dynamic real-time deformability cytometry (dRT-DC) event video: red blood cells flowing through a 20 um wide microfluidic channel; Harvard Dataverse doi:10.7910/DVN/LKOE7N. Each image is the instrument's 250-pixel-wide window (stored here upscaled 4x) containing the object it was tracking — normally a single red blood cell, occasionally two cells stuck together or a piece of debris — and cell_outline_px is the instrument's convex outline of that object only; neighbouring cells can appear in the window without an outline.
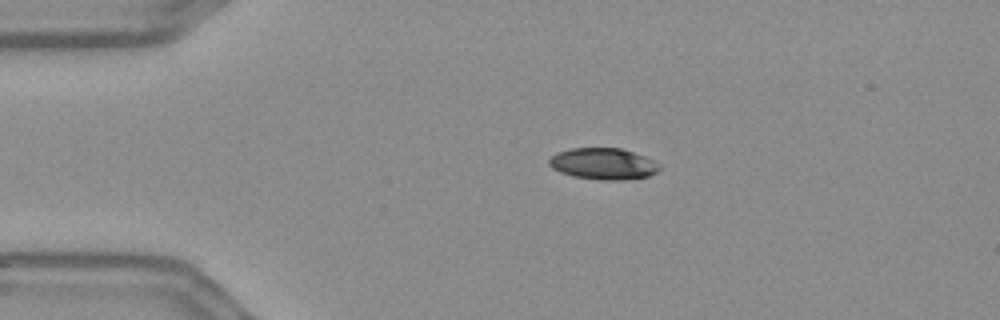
{"species": "Egyptian fruit bat (a non-hibernating species)", "species_latin": "Rousettus aegyptiacus", "temperature_condition": "warm", "stored_images_in_passage": 45, "camera_frame_rate_fps": 3000, "um_per_image_px": 0.085, "frame": {"image": 1, "passage_image": 1, "time_ms": 0.0, "image_size_px": [1000, 320], "cell_outline_px": [[660, 168], [656, 172], [648, 176], [624, 180], [600, 180], [572, 176], [560, 172], [552, 168], [548, 164], [548, 160], [556, 152], [572, 148], [620, 148], [644, 156], [660, 164]], "centroid_in_image_um": [51.25, 13.92], "position_along_channel_um": 33.8, "area_um2": 20.23}}
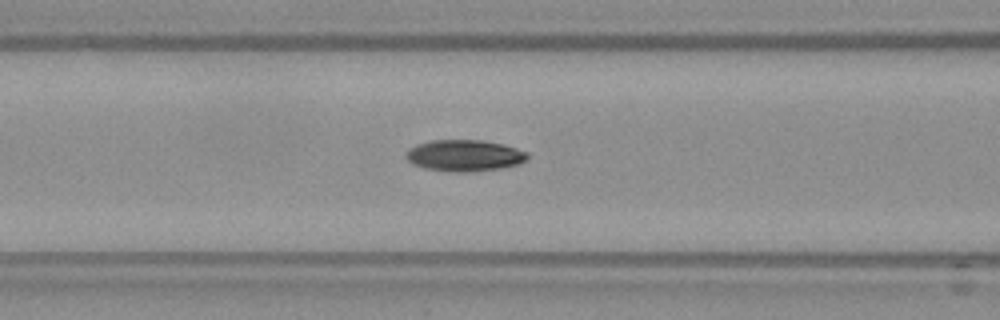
{"frame": {"image": 2, "passage_image": 12, "time_ms": 3.667, "image_size_px": [1000, 320], "cell_outline_px": [[528, 156], [520, 164], [500, 168], [468, 172], [456, 172], [424, 168], [412, 164], [404, 156], [408, 148], [416, 144], [432, 140], [484, 140], [504, 144], [528, 152]], "centroid_in_image_um": [39.45, 13.21], "position_along_channel_um": 127.1, "area_um2": 22.37}}
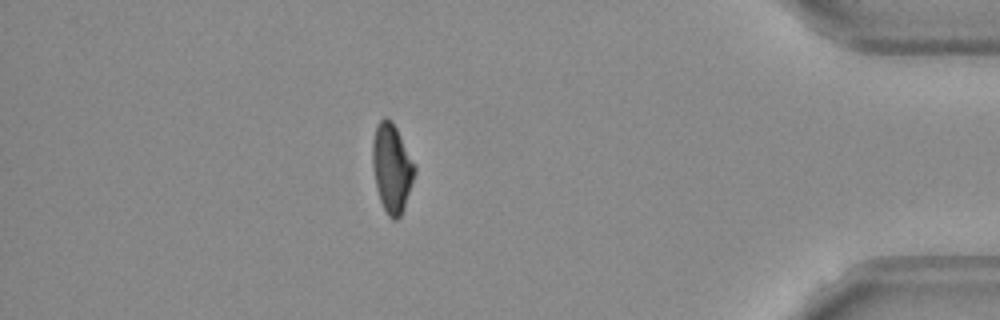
{"frame": {"image": 3, "passage_image": 38, "time_ms": 12.333, "image_size_px": [1000, 320], "cell_outline_px": [[416, 172], [404, 208], [400, 216], [396, 220], [392, 220], [388, 216], [380, 200], [376, 188], [372, 164], [372, 140], [376, 124], [384, 116], [392, 120], [416, 164]], "centroid_in_image_um": [33.3, 14.25], "position_along_channel_um": 401.9, "area_um2": 22.08}, "authors_computed_cell_mechanics": {"area_um2": 21.7906, "velocity_mm_per_s": 3.6735, "shape_relaxation_time_tau1_ms": 7.3008, "shape_relaxation_time_tau2_ms": 5.0696, "deformation_change_tau1": 0.1828, "deformation_change_tau2": 0.0883}}